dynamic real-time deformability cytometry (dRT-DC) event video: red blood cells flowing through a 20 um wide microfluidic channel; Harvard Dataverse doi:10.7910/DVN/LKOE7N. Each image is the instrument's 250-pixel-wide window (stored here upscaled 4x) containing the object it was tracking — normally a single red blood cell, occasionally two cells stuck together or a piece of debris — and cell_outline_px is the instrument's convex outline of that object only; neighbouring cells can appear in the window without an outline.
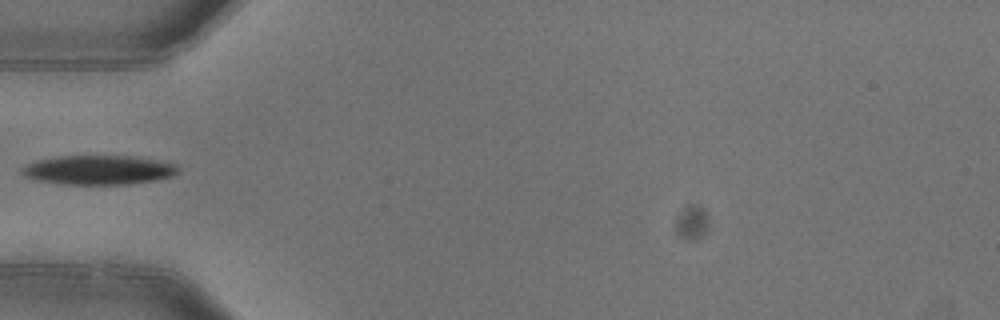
{"species": "common noctule bat (a hibernating species)", "species_latin": "Nyctalus noctula", "temperature_condition": "warm", "stored_images_in_passage": 4, "camera_frame_rate_fps": 3000, "um_per_image_px": 0.085, "animal": {"sex": "female"}, "frame": {"image": 1, "passage_image": 4, "time_ms": 1.0, "image_size_px": [1000, 320], "cell_outline_px": [[180, 172], [172, 176], [156, 180], [128, 184], [64, 184], [40, 180], [24, 176], [20, 172], [20, 168], [28, 164], [40, 160], [56, 156], [132, 156], [156, 160], [176, 164], [180, 168]], "centroid_in_image_um": [8.42, 14.44], "position_along_channel_um": 76.6, "area_um2": 26.53}}